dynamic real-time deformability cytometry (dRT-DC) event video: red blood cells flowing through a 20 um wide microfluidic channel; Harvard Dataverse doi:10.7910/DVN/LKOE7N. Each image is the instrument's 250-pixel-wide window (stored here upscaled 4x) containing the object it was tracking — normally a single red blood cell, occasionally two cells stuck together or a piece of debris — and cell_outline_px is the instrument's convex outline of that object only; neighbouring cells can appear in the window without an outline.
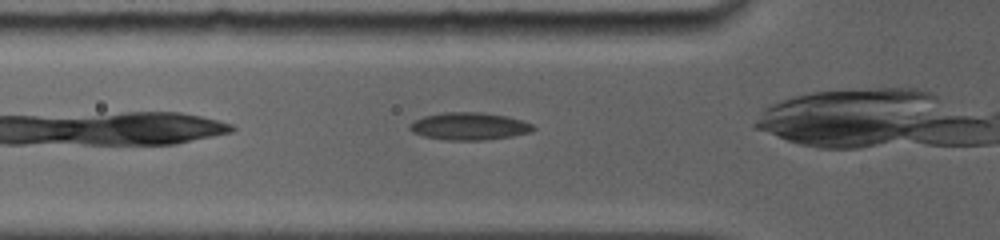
{"species": "common noctule bat (a hibernating species)", "species_latin": "Nyctalus noctula", "temperature_condition": "room temperature", "stored_images_in_passage": 18, "camera_frame_rate_fps": 5000, "um_per_image_px": 0.085, "animal": {"sex": "female", "body_mass_g": 19.0, "forearm_length_mm": 56.7}, "frame": {"image": 1, "passage_image": 3, "time_ms": 1.0, "image_size_px": [1000, 240], "cell_outline_px": [[536, 128], [532, 132], [512, 136], [484, 140], [444, 140], [424, 136], [412, 132], [408, 128], [408, 124], [424, 116], [444, 112], [484, 112], [508, 116], [532, 124]], "centroid_in_image_um": [39.88, 10.73], "position_along_channel_um": 85.9, "area_um2": 19.88}}